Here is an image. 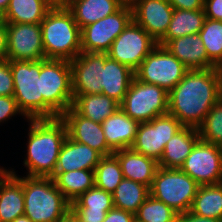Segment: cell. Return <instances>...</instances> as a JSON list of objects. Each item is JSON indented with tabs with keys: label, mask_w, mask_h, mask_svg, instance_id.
Returning <instances> with one entry per match:
<instances>
[{
	"label": "cell",
	"mask_w": 222,
	"mask_h": 222,
	"mask_svg": "<svg viewBox=\"0 0 222 222\" xmlns=\"http://www.w3.org/2000/svg\"><path fill=\"white\" fill-rule=\"evenodd\" d=\"M221 97V68L188 70L169 92L168 113L184 127L198 128Z\"/></svg>",
	"instance_id": "6da1fadb"
},
{
	"label": "cell",
	"mask_w": 222,
	"mask_h": 222,
	"mask_svg": "<svg viewBox=\"0 0 222 222\" xmlns=\"http://www.w3.org/2000/svg\"><path fill=\"white\" fill-rule=\"evenodd\" d=\"M27 158L24 166L27 176L51 177L54 174L59 152L67 137V127L60 118L29 119Z\"/></svg>",
	"instance_id": "7a4b0ae2"
},
{
	"label": "cell",
	"mask_w": 222,
	"mask_h": 222,
	"mask_svg": "<svg viewBox=\"0 0 222 222\" xmlns=\"http://www.w3.org/2000/svg\"><path fill=\"white\" fill-rule=\"evenodd\" d=\"M40 26L46 59L71 61L81 53V29L68 8L50 9Z\"/></svg>",
	"instance_id": "3957f363"
},
{
	"label": "cell",
	"mask_w": 222,
	"mask_h": 222,
	"mask_svg": "<svg viewBox=\"0 0 222 222\" xmlns=\"http://www.w3.org/2000/svg\"><path fill=\"white\" fill-rule=\"evenodd\" d=\"M43 119L61 117L73 103L72 68L68 60H40Z\"/></svg>",
	"instance_id": "277c9868"
},
{
	"label": "cell",
	"mask_w": 222,
	"mask_h": 222,
	"mask_svg": "<svg viewBox=\"0 0 222 222\" xmlns=\"http://www.w3.org/2000/svg\"><path fill=\"white\" fill-rule=\"evenodd\" d=\"M24 215L32 222H58L70 209V202L51 177L22 178Z\"/></svg>",
	"instance_id": "5b68a950"
},
{
	"label": "cell",
	"mask_w": 222,
	"mask_h": 222,
	"mask_svg": "<svg viewBox=\"0 0 222 222\" xmlns=\"http://www.w3.org/2000/svg\"><path fill=\"white\" fill-rule=\"evenodd\" d=\"M198 187L181 169L159 167L149 191L153 198L164 202L179 214L190 210Z\"/></svg>",
	"instance_id": "8992f818"
},
{
	"label": "cell",
	"mask_w": 222,
	"mask_h": 222,
	"mask_svg": "<svg viewBox=\"0 0 222 222\" xmlns=\"http://www.w3.org/2000/svg\"><path fill=\"white\" fill-rule=\"evenodd\" d=\"M14 98L24 117L43 119V96L40 86V60L10 61Z\"/></svg>",
	"instance_id": "52a82bcc"
},
{
	"label": "cell",
	"mask_w": 222,
	"mask_h": 222,
	"mask_svg": "<svg viewBox=\"0 0 222 222\" xmlns=\"http://www.w3.org/2000/svg\"><path fill=\"white\" fill-rule=\"evenodd\" d=\"M168 95L165 89L134 77L119 107L133 120L149 122L168 113Z\"/></svg>",
	"instance_id": "ba28073f"
},
{
	"label": "cell",
	"mask_w": 222,
	"mask_h": 222,
	"mask_svg": "<svg viewBox=\"0 0 222 222\" xmlns=\"http://www.w3.org/2000/svg\"><path fill=\"white\" fill-rule=\"evenodd\" d=\"M189 69L165 46L157 45L134 72L139 81L157 85L170 92Z\"/></svg>",
	"instance_id": "9c48e42d"
},
{
	"label": "cell",
	"mask_w": 222,
	"mask_h": 222,
	"mask_svg": "<svg viewBox=\"0 0 222 222\" xmlns=\"http://www.w3.org/2000/svg\"><path fill=\"white\" fill-rule=\"evenodd\" d=\"M132 20V8L122 6L112 15L81 28V52L107 53L113 41Z\"/></svg>",
	"instance_id": "30bf717a"
},
{
	"label": "cell",
	"mask_w": 222,
	"mask_h": 222,
	"mask_svg": "<svg viewBox=\"0 0 222 222\" xmlns=\"http://www.w3.org/2000/svg\"><path fill=\"white\" fill-rule=\"evenodd\" d=\"M157 45L158 42L132 20L113 41L107 55L135 72Z\"/></svg>",
	"instance_id": "8fae6325"
},
{
	"label": "cell",
	"mask_w": 222,
	"mask_h": 222,
	"mask_svg": "<svg viewBox=\"0 0 222 222\" xmlns=\"http://www.w3.org/2000/svg\"><path fill=\"white\" fill-rule=\"evenodd\" d=\"M184 126L169 113L140 123L131 148L159 162L167 142Z\"/></svg>",
	"instance_id": "7c38bea8"
},
{
	"label": "cell",
	"mask_w": 222,
	"mask_h": 222,
	"mask_svg": "<svg viewBox=\"0 0 222 222\" xmlns=\"http://www.w3.org/2000/svg\"><path fill=\"white\" fill-rule=\"evenodd\" d=\"M180 169L199 186L222 183V147L199 139Z\"/></svg>",
	"instance_id": "4fadbf2b"
},
{
	"label": "cell",
	"mask_w": 222,
	"mask_h": 222,
	"mask_svg": "<svg viewBox=\"0 0 222 222\" xmlns=\"http://www.w3.org/2000/svg\"><path fill=\"white\" fill-rule=\"evenodd\" d=\"M7 60L37 61L45 59L40 24L7 23Z\"/></svg>",
	"instance_id": "5bb4252c"
},
{
	"label": "cell",
	"mask_w": 222,
	"mask_h": 222,
	"mask_svg": "<svg viewBox=\"0 0 222 222\" xmlns=\"http://www.w3.org/2000/svg\"><path fill=\"white\" fill-rule=\"evenodd\" d=\"M70 63L73 95L102 94L105 53L81 52Z\"/></svg>",
	"instance_id": "9a60e30c"
},
{
	"label": "cell",
	"mask_w": 222,
	"mask_h": 222,
	"mask_svg": "<svg viewBox=\"0 0 222 222\" xmlns=\"http://www.w3.org/2000/svg\"><path fill=\"white\" fill-rule=\"evenodd\" d=\"M132 10L133 20L159 42L168 30L174 8L167 0H139Z\"/></svg>",
	"instance_id": "2e32d148"
},
{
	"label": "cell",
	"mask_w": 222,
	"mask_h": 222,
	"mask_svg": "<svg viewBox=\"0 0 222 222\" xmlns=\"http://www.w3.org/2000/svg\"><path fill=\"white\" fill-rule=\"evenodd\" d=\"M67 127V136L81 144L90 146L102 156H108L114 151L107 145L101 123L94 122L79 115L70 107L60 117Z\"/></svg>",
	"instance_id": "e0dca14e"
},
{
	"label": "cell",
	"mask_w": 222,
	"mask_h": 222,
	"mask_svg": "<svg viewBox=\"0 0 222 222\" xmlns=\"http://www.w3.org/2000/svg\"><path fill=\"white\" fill-rule=\"evenodd\" d=\"M165 47L189 70L216 68L208 59L199 34H189L170 40Z\"/></svg>",
	"instance_id": "ac0fdd59"
},
{
	"label": "cell",
	"mask_w": 222,
	"mask_h": 222,
	"mask_svg": "<svg viewBox=\"0 0 222 222\" xmlns=\"http://www.w3.org/2000/svg\"><path fill=\"white\" fill-rule=\"evenodd\" d=\"M102 157L90 146L78 143L67 136L61 146L54 172L95 170Z\"/></svg>",
	"instance_id": "d6986e66"
},
{
	"label": "cell",
	"mask_w": 222,
	"mask_h": 222,
	"mask_svg": "<svg viewBox=\"0 0 222 222\" xmlns=\"http://www.w3.org/2000/svg\"><path fill=\"white\" fill-rule=\"evenodd\" d=\"M121 166L123 177L146 185L149 189L159 168V163L132 148L116 150L113 153Z\"/></svg>",
	"instance_id": "ffe728a7"
},
{
	"label": "cell",
	"mask_w": 222,
	"mask_h": 222,
	"mask_svg": "<svg viewBox=\"0 0 222 222\" xmlns=\"http://www.w3.org/2000/svg\"><path fill=\"white\" fill-rule=\"evenodd\" d=\"M139 124L119 107L101 123L107 145L113 151L131 148L135 141Z\"/></svg>",
	"instance_id": "44dd1931"
},
{
	"label": "cell",
	"mask_w": 222,
	"mask_h": 222,
	"mask_svg": "<svg viewBox=\"0 0 222 222\" xmlns=\"http://www.w3.org/2000/svg\"><path fill=\"white\" fill-rule=\"evenodd\" d=\"M24 215L22 176L10 170L0 181V222H12Z\"/></svg>",
	"instance_id": "7402d4cb"
},
{
	"label": "cell",
	"mask_w": 222,
	"mask_h": 222,
	"mask_svg": "<svg viewBox=\"0 0 222 222\" xmlns=\"http://www.w3.org/2000/svg\"><path fill=\"white\" fill-rule=\"evenodd\" d=\"M134 77V71L118 63L116 60L111 59L107 53H105L101 84L103 95L109 96L120 105Z\"/></svg>",
	"instance_id": "603a6c76"
},
{
	"label": "cell",
	"mask_w": 222,
	"mask_h": 222,
	"mask_svg": "<svg viewBox=\"0 0 222 222\" xmlns=\"http://www.w3.org/2000/svg\"><path fill=\"white\" fill-rule=\"evenodd\" d=\"M199 139L197 128L183 127L167 142L159 167L180 169Z\"/></svg>",
	"instance_id": "cb8c5ba5"
},
{
	"label": "cell",
	"mask_w": 222,
	"mask_h": 222,
	"mask_svg": "<svg viewBox=\"0 0 222 222\" xmlns=\"http://www.w3.org/2000/svg\"><path fill=\"white\" fill-rule=\"evenodd\" d=\"M121 7L118 0H70L68 9L81 29L112 15Z\"/></svg>",
	"instance_id": "d4e9b609"
},
{
	"label": "cell",
	"mask_w": 222,
	"mask_h": 222,
	"mask_svg": "<svg viewBox=\"0 0 222 222\" xmlns=\"http://www.w3.org/2000/svg\"><path fill=\"white\" fill-rule=\"evenodd\" d=\"M72 108L79 115L102 123L119 108V104L103 94L73 95Z\"/></svg>",
	"instance_id": "484cf974"
},
{
	"label": "cell",
	"mask_w": 222,
	"mask_h": 222,
	"mask_svg": "<svg viewBox=\"0 0 222 222\" xmlns=\"http://www.w3.org/2000/svg\"><path fill=\"white\" fill-rule=\"evenodd\" d=\"M205 19L204 9H174L168 30L165 36L158 42V45L165 46L174 38L198 34L204 25Z\"/></svg>",
	"instance_id": "4316f807"
},
{
	"label": "cell",
	"mask_w": 222,
	"mask_h": 222,
	"mask_svg": "<svg viewBox=\"0 0 222 222\" xmlns=\"http://www.w3.org/2000/svg\"><path fill=\"white\" fill-rule=\"evenodd\" d=\"M51 178L70 203L95 185L94 170L54 172Z\"/></svg>",
	"instance_id": "83f0119b"
},
{
	"label": "cell",
	"mask_w": 222,
	"mask_h": 222,
	"mask_svg": "<svg viewBox=\"0 0 222 222\" xmlns=\"http://www.w3.org/2000/svg\"><path fill=\"white\" fill-rule=\"evenodd\" d=\"M189 212L222 220V183L199 186Z\"/></svg>",
	"instance_id": "f1b7e54d"
},
{
	"label": "cell",
	"mask_w": 222,
	"mask_h": 222,
	"mask_svg": "<svg viewBox=\"0 0 222 222\" xmlns=\"http://www.w3.org/2000/svg\"><path fill=\"white\" fill-rule=\"evenodd\" d=\"M149 195L150 191L146 185L123 178L112 193L113 205L135 215Z\"/></svg>",
	"instance_id": "f546056e"
},
{
	"label": "cell",
	"mask_w": 222,
	"mask_h": 222,
	"mask_svg": "<svg viewBox=\"0 0 222 222\" xmlns=\"http://www.w3.org/2000/svg\"><path fill=\"white\" fill-rule=\"evenodd\" d=\"M50 9L43 0H10L7 23L40 24Z\"/></svg>",
	"instance_id": "4dcf8cb0"
},
{
	"label": "cell",
	"mask_w": 222,
	"mask_h": 222,
	"mask_svg": "<svg viewBox=\"0 0 222 222\" xmlns=\"http://www.w3.org/2000/svg\"><path fill=\"white\" fill-rule=\"evenodd\" d=\"M123 178L120 163L114 154L103 156L95 167V186L111 194Z\"/></svg>",
	"instance_id": "1f68e13d"
},
{
	"label": "cell",
	"mask_w": 222,
	"mask_h": 222,
	"mask_svg": "<svg viewBox=\"0 0 222 222\" xmlns=\"http://www.w3.org/2000/svg\"><path fill=\"white\" fill-rule=\"evenodd\" d=\"M206 49L208 59L222 69V21L205 19L198 33Z\"/></svg>",
	"instance_id": "d6a6232c"
},
{
	"label": "cell",
	"mask_w": 222,
	"mask_h": 222,
	"mask_svg": "<svg viewBox=\"0 0 222 222\" xmlns=\"http://www.w3.org/2000/svg\"><path fill=\"white\" fill-rule=\"evenodd\" d=\"M178 213L149 195L135 214L136 222H176Z\"/></svg>",
	"instance_id": "836d02e7"
},
{
	"label": "cell",
	"mask_w": 222,
	"mask_h": 222,
	"mask_svg": "<svg viewBox=\"0 0 222 222\" xmlns=\"http://www.w3.org/2000/svg\"><path fill=\"white\" fill-rule=\"evenodd\" d=\"M114 207L112 194L95 185L70 203L71 209L108 212Z\"/></svg>",
	"instance_id": "e575fe53"
},
{
	"label": "cell",
	"mask_w": 222,
	"mask_h": 222,
	"mask_svg": "<svg viewBox=\"0 0 222 222\" xmlns=\"http://www.w3.org/2000/svg\"><path fill=\"white\" fill-rule=\"evenodd\" d=\"M197 129L201 140L222 147V97Z\"/></svg>",
	"instance_id": "d590c367"
},
{
	"label": "cell",
	"mask_w": 222,
	"mask_h": 222,
	"mask_svg": "<svg viewBox=\"0 0 222 222\" xmlns=\"http://www.w3.org/2000/svg\"><path fill=\"white\" fill-rule=\"evenodd\" d=\"M0 96H14V83L10 61H0Z\"/></svg>",
	"instance_id": "8d00e7d4"
},
{
	"label": "cell",
	"mask_w": 222,
	"mask_h": 222,
	"mask_svg": "<svg viewBox=\"0 0 222 222\" xmlns=\"http://www.w3.org/2000/svg\"><path fill=\"white\" fill-rule=\"evenodd\" d=\"M18 113L23 116L13 96H0V123Z\"/></svg>",
	"instance_id": "74e56055"
},
{
	"label": "cell",
	"mask_w": 222,
	"mask_h": 222,
	"mask_svg": "<svg viewBox=\"0 0 222 222\" xmlns=\"http://www.w3.org/2000/svg\"><path fill=\"white\" fill-rule=\"evenodd\" d=\"M203 9L206 18L222 21V0H204Z\"/></svg>",
	"instance_id": "f35d334b"
},
{
	"label": "cell",
	"mask_w": 222,
	"mask_h": 222,
	"mask_svg": "<svg viewBox=\"0 0 222 222\" xmlns=\"http://www.w3.org/2000/svg\"><path fill=\"white\" fill-rule=\"evenodd\" d=\"M103 222H136L135 215L113 207L107 212Z\"/></svg>",
	"instance_id": "ab89813d"
},
{
	"label": "cell",
	"mask_w": 222,
	"mask_h": 222,
	"mask_svg": "<svg viewBox=\"0 0 222 222\" xmlns=\"http://www.w3.org/2000/svg\"><path fill=\"white\" fill-rule=\"evenodd\" d=\"M82 222H103L107 212L89 211V209H72Z\"/></svg>",
	"instance_id": "60d3db41"
},
{
	"label": "cell",
	"mask_w": 222,
	"mask_h": 222,
	"mask_svg": "<svg viewBox=\"0 0 222 222\" xmlns=\"http://www.w3.org/2000/svg\"><path fill=\"white\" fill-rule=\"evenodd\" d=\"M174 9L198 10L203 9L204 0H167Z\"/></svg>",
	"instance_id": "b9f144b4"
},
{
	"label": "cell",
	"mask_w": 222,
	"mask_h": 222,
	"mask_svg": "<svg viewBox=\"0 0 222 222\" xmlns=\"http://www.w3.org/2000/svg\"><path fill=\"white\" fill-rule=\"evenodd\" d=\"M176 222H222V220L197 216L188 211L185 213H179Z\"/></svg>",
	"instance_id": "7bdbcfd3"
},
{
	"label": "cell",
	"mask_w": 222,
	"mask_h": 222,
	"mask_svg": "<svg viewBox=\"0 0 222 222\" xmlns=\"http://www.w3.org/2000/svg\"><path fill=\"white\" fill-rule=\"evenodd\" d=\"M7 28L0 26V61L7 60Z\"/></svg>",
	"instance_id": "ee69618b"
},
{
	"label": "cell",
	"mask_w": 222,
	"mask_h": 222,
	"mask_svg": "<svg viewBox=\"0 0 222 222\" xmlns=\"http://www.w3.org/2000/svg\"><path fill=\"white\" fill-rule=\"evenodd\" d=\"M51 9L68 8L70 0H43Z\"/></svg>",
	"instance_id": "f6af8a7d"
},
{
	"label": "cell",
	"mask_w": 222,
	"mask_h": 222,
	"mask_svg": "<svg viewBox=\"0 0 222 222\" xmlns=\"http://www.w3.org/2000/svg\"><path fill=\"white\" fill-rule=\"evenodd\" d=\"M58 222H82L78 215L70 208Z\"/></svg>",
	"instance_id": "bcb514c9"
},
{
	"label": "cell",
	"mask_w": 222,
	"mask_h": 222,
	"mask_svg": "<svg viewBox=\"0 0 222 222\" xmlns=\"http://www.w3.org/2000/svg\"><path fill=\"white\" fill-rule=\"evenodd\" d=\"M122 6L133 7L139 0H118Z\"/></svg>",
	"instance_id": "7dc6e473"
},
{
	"label": "cell",
	"mask_w": 222,
	"mask_h": 222,
	"mask_svg": "<svg viewBox=\"0 0 222 222\" xmlns=\"http://www.w3.org/2000/svg\"><path fill=\"white\" fill-rule=\"evenodd\" d=\"M7 19H6V11L0 8V26H6Z\"/></svg>",
	"instance_id": "c3c4849f"
},
{
	"label": "cell",
	"mask_w": 222,
	"mask_h": 222,
	"mask_svg": "<svg viewBox=\"0 0 222 222\" xmlns=\"http://www.w3.org/2000/svg\"><path fill=\"white\" fill-rule=\"evenodd\" d=\"M12 222H32L27 216L23 215L15 218Z\"/></svg>",
	"instance_id": "681fc988"
},
{
	"label": "cell",
	"mask_w": 222,
	"mask_h": 222,
	"mask_svg": "<svg viewBox=\"0 0 222 222\" xmlns=\"http://www.w3.org/2000/svg\"><path fill=\"white\" fill-rule=\"evenodd\" d=\"M10 0H0V8L7 10Z\"/></svg>",
	"instance_id": "f907efd6"
},
{
	"label": "cell",
	"mask_w": 222,
	"mask_h": 222,
	"mask_svg": "<svg viewBox=\"0 0 222 222\" xmlns=\"http://www.w3.org/2000/svg\"><path fill=\"white\" fill-rule=\"evenodd\" d=\"M10 170H7L5 168H0V181L4 178V176L9 172Z\"/></svg>",
	"instance_id": "816d5d0a"
}]
</instances>
